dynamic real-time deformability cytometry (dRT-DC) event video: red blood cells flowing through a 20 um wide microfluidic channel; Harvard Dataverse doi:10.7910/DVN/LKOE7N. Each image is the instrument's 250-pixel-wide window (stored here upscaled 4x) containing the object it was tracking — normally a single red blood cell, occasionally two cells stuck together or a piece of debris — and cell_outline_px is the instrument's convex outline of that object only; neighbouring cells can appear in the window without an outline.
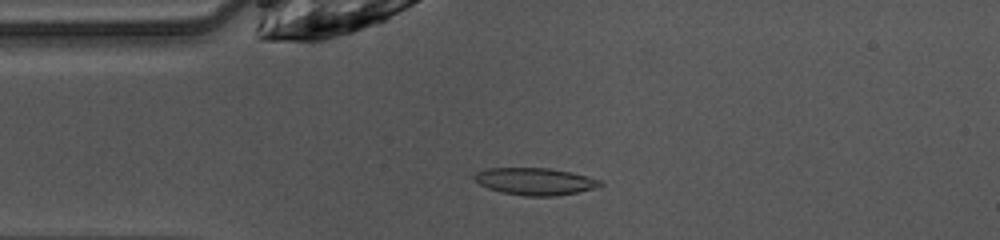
{"species": "common noctule bat (a hibernating species)", "species_latin": "Nyctalus noctula", "temperature_condition": "warm", "stored_images_in_passage": 47, "camera_frame_rate_fps": 3000, "um_per_image_px": 0.085, "animal": {"sex": "female", "body_mass_g": 10.0, "forearm_length_mm": 53.1}, "frame": {"image": 1, "passage_image": 10, "time_ms": 3.0, "image_size_px": [1000, 240], "cell_outline_px": [[604, 184], [596, 188], [556, 196], [524, 196], [500, 192], [488, 188], [480, 184], [472, 176], [476, 172], [488, 168], [548, 168], [572, 172], [600, 180]], "centroid_in_image_um": [45.47, 15.42], "position_along_channel_um": 39.5, "area_um2": 19.88}}
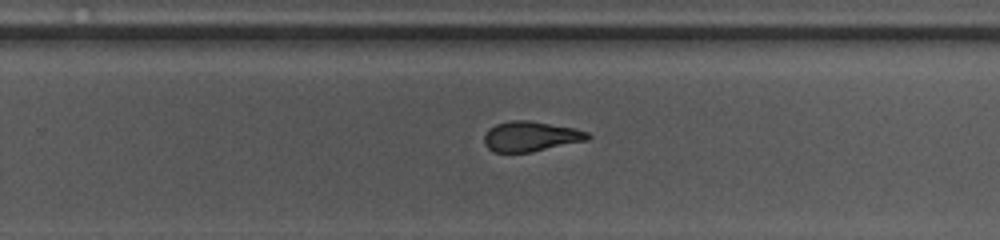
{"frame": {"image": 2, "passage_image": 29, "time_ms": 9.333, "image_size_px": [1000, 240], "cell_outline_px": [[592, 136], [588, 140], [532, 152], [492, 152], [484, 144], [484, 136], [488, 128], [496, 124], [512, 120], [528, 120], [576, 128], [588, 132]], "centroid_in_image_um": [45.11, 11.59], "position_along_channel_um": 284.7, "area_um2": 18.32}}
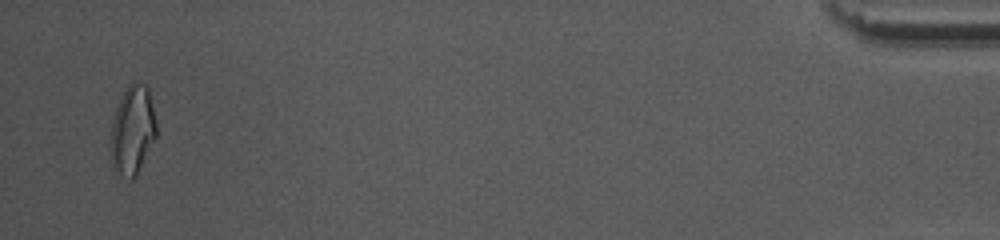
{"frame": {"image": 3, "passage_image": 46, "time_ms": 15.0, "image_size_px": [1000, 240], "cell_outline_px": [[156, 136], [136, 176], [132, 180], [112, 168], [108, 156], [108, 136], [112, 120], [120, 96], [128, 84], [136, 80], [148, 84], [156, 120]], "centroid_in_image_um": [11.22, 11.03], "position_along_channel_um": 424.0, "area_um2": 24.62}, "authors_computed_cell_mechanics": {"area_um2": 19.1896, "velocity_mm_per_s": 4.0814, "shape_relaxation_time_tau1_ms": 4.3282, "shape_relaxation_time_tau2_ms": 2.9502, "deformation_change_tau1": 0.1877, "deformation_change_tau2": 0.1031}}